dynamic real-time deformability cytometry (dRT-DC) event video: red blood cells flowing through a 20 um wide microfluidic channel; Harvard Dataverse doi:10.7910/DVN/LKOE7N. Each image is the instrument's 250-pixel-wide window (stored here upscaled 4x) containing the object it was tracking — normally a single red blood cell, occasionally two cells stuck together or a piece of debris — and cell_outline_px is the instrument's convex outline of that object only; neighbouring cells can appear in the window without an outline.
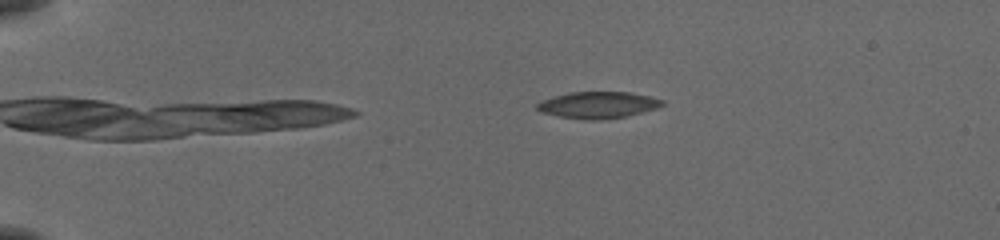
{"species": "common noctule bat (a hibernating species)", "species_latin": "Nyctalus noctula", "temperature_condition": "cold", "stored_images_in_passage": 44, "camera_frame_rate_fps": 3000, "um_per_image_px": 0.085, "animal": {"sex": "female", "body_mass_g": 19.5, "forearm_length_mm": 54.1}, "frame": {"image": 1, "passage_image": 1, "time_ms": 0.0, "image_size_px": [1000, 240], "cell_outline_px": [[664, 104], [656, 108], [628, 116], [596, 120], [584, 120], [560, 116], [540, 112], [536, 108], [536, 104], [544, 100], [568, 92], [628, 92], [648, 96], [664, 100]], "centroid_in_image_um": [50.83, 8.92], "position_along_channel_um": 34.2, "area_um2": 19.25}}
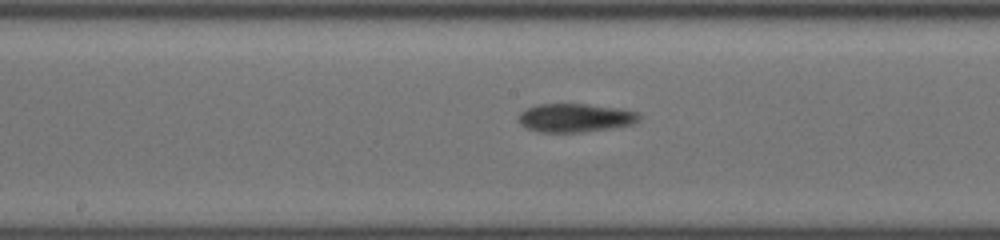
{"frame": {"image": 2, "passage_image": 20, "time_ms": 6.333, "image_size_px": [1000, 240], "cell_outline_px": [[640, 120], [632, 124], [612, 128], [580, 132], [536, 132], [524, 128], [520, 124], [520, 112], [528, 108], [540, 104], [584, 104], [640, 112]], "centroid_in_image_um": [48.87, 10.03], "position_along_channel_um": 199.3, "area_um2": 19.88}}
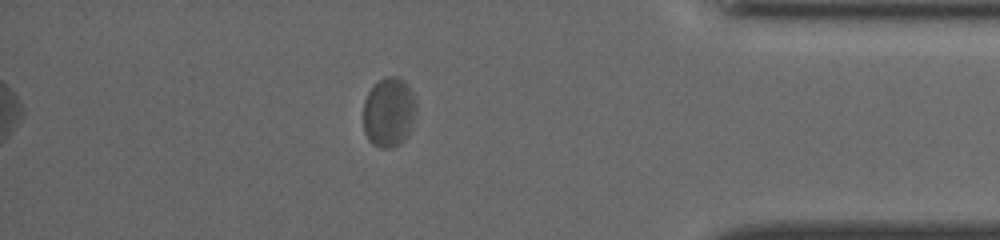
{"frame": {"image": 3, "passage_image": 38, "time_ms": 12.333, "image_size_px": [1000, 240], "cell_outline_px": [[416, 112], [412, 128], [408, 136], [400, 144], [392, 148], [380, 148], [372, 144], [368, 140], [364, 132], [364, 100], [368, 92], [384, 76], [396, 76], [404, 80], [408, 84], [412, 92], [416, 104]], "centroid_in_image_um": [33.07, 9.56], "position_along_channel_um": 402.1, "area_um2": 21.79}, "authors_computed_cell_mechanics": {"area_um2": 19.8254, "velocity_mm_per_s": 3.7884, "shape_relaxation_time_tau1_ms": 4.5951, "shape_relaxation_time_tau2_ms": 1.4588, "deformation_change_tau1": 0.0765, "deformation_change_tau2": 0.0572}}